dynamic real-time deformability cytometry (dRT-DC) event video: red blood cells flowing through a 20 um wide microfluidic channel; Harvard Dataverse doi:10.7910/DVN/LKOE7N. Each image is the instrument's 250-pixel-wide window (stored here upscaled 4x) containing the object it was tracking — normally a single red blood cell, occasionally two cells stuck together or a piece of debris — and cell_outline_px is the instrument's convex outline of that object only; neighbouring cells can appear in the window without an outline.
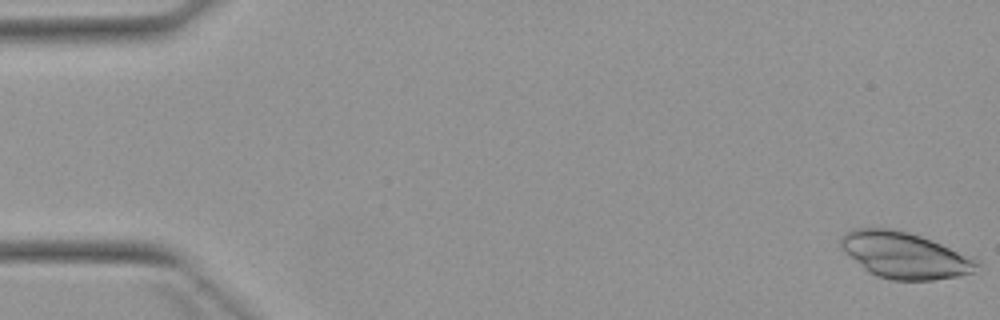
{"species": "Egyptian fruit bat (a non-hibernating species)", "species_latin": "Rousettus aegyptiacus", "temperature_condition": "warm", "stored_images_in_passage": 5, "camera_frame_rate_fps": 3000, "um_per_image_px": 0.085, "animal": {"sex": "female"}, "frame": {"image": 1, "passage_image": 1, "time_ms": 0.0, "image_size_px": [1000, 320], "cell_outline_px": [[980, 264], [972, 272], [960, 276], [932, 280], [892, 280], [876, 276], [868, 272], [844, 252], [840, 248], [840, 240], [852, 228], [892, 228], [908, 232], [932, 240], [972, 256], [980, 260]], "centroid_in_image_um": [76.91, 21.7], "position_along_channel_um": 8.1, "area_um2": 36.76}}
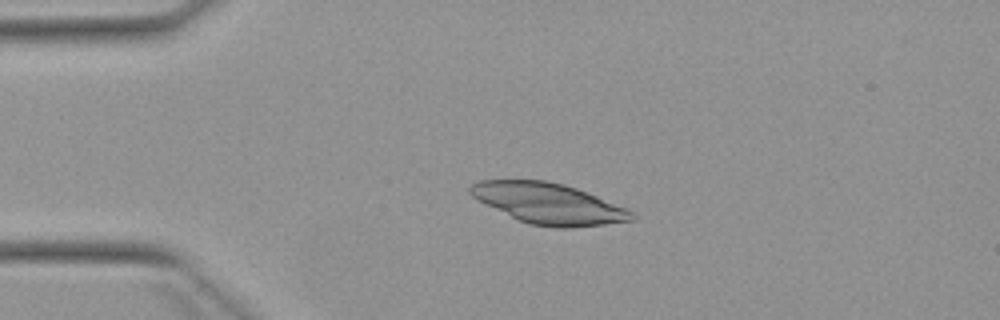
{"frame": {"image": 2, "passage_image": 4, "time_ms": 3.667, "image_size_px": [1000, 320], "cell_outline_px": [[636, 216], [632, 220], [604, 224], [572, 228], [556, 228], [528, 224], [476, 200], [468, 192], [468, 188], [472, 184], [480, 180], [544, 180], [564, 184], [576, 188], [596, 196], [624, 208], [632, 212]], "centroid_in_image_um": [46.57, 17.3], "position_along_channel_um": 38.4, "area_um2": 38.03}}